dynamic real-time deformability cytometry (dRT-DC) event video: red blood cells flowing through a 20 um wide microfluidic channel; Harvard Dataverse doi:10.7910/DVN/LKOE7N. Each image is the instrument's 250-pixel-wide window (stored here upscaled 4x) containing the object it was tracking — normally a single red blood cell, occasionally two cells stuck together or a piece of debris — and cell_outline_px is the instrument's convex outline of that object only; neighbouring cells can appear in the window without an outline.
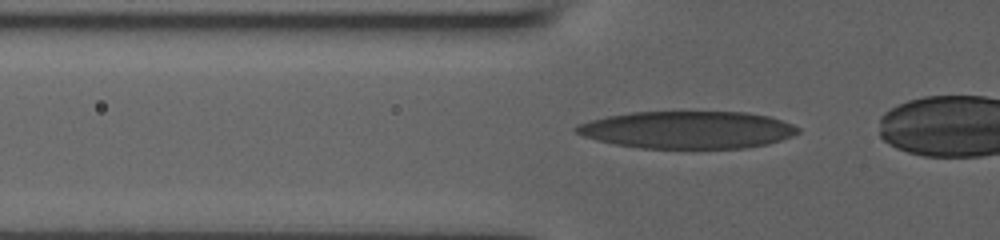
{"species": "human", "species_latin": "Homo sapiens", "temperature_condition": "room temperature", "stored_images_in_passage": 29, "camera_frame_rate_fps": 3000, "um_per_image_px": 0.085, "donor": {"sex": "male"}, "frame": {"image": 1, "passage_image": 2, "time_ms": 0.333, "image_size_px": [1000, 240], "cell_outline_px": [[800, 132], [792, 136], [768, 144], [748, 148], [640, 148], [616, 144], [596, 140], [584, 136], [576, 132], [572, 128], [576, 124], [608, 116], [632, 112], [748, 112], [768, 116], [792, 124], [800, 128]], "centroid_in_image_um": [58.45, 11.04], "position_along_channel_um": 67.3, "area_um2": 48.32}}
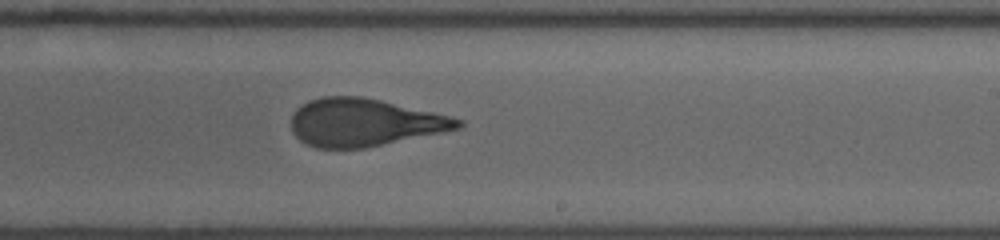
{"frame": {"image": 2, "passage_image": 16, "time_ms": 5.0, "image_size_px": [1000, 240], "cell_outline_px": [[464, 124], [460, 128], [364, 148], [316, 148], [300, 140], [292, 132], [292, 116], [296, 108], [308, 100], [320, 96], [360, 96], [380, 100], [432, 112], [464, 120]], "centroid_in_image_um": [30.91, 10.4], "position_along_channel_um": 258.1, "area_um2": 45.89}}
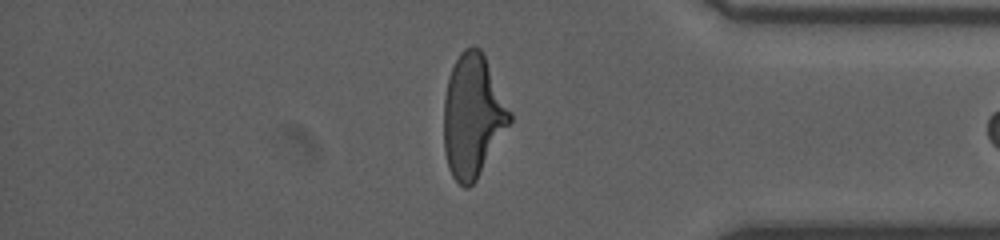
{"frame": {"image": 3, "passage_image": 27, "time_ms": 8.667, "image_size_px": [1000, 240], "cell_outline_px": [[512, 120], [476, 180], [468, 188], [464, 188], [452, 176], [448, 168], [444, 152], [444, 96], [448, 80], [452, 68], [460, 52], [464, 48], [472, 44], [476, 44], [480, 48], [512, 112]], "centroid_in_image_um": [40.17, 9.85], "position_along_channel_um": 395.0, "area_um2": 47.11}}